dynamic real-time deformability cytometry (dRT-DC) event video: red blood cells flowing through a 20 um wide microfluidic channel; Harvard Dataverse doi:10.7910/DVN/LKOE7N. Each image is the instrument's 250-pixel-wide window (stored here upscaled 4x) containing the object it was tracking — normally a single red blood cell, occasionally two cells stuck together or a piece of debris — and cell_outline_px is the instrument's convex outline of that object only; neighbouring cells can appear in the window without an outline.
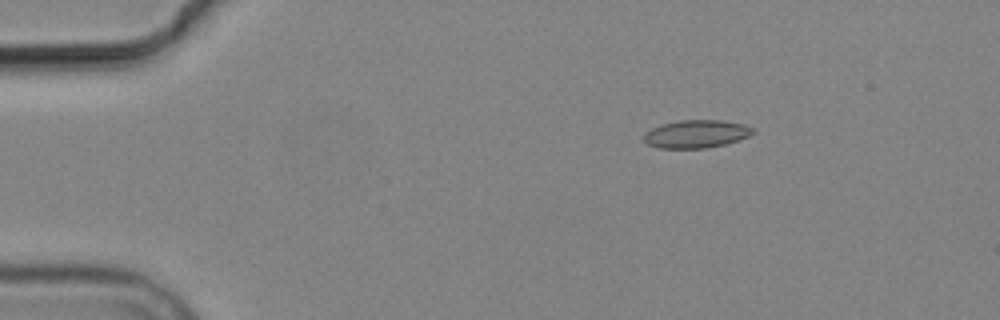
{"species": "common noctule bat (a hibernating species)", "species_latin": "Nyctalus noctula", "temperature_condition": "cold", "stored_images_in_passage": 5, "camera_frame_rate_fps": 3000, "um_per_image_px": 0.085, "animal": {"sex": "male", "body_mass_g": 19.2, "forearm_length_mm": 51.8}, "frame": {"image": 1, "passage_image": 2, "time_ms": 1.333, "image_size_px": [1000, 320], "cell_outline_px": [[756, 132], [748, 136], [724, 144], [704, 148], [660, 148], [648, 144], [644, 140], [644, 136], [652, 128], [660, 124], [680, 120], [720, 120], [744, 124], [756, 128]], "centroid_in_image_um": [59.21, 11.37], "position_along_channel_um": 25.8, "area_um2": 17.63}}
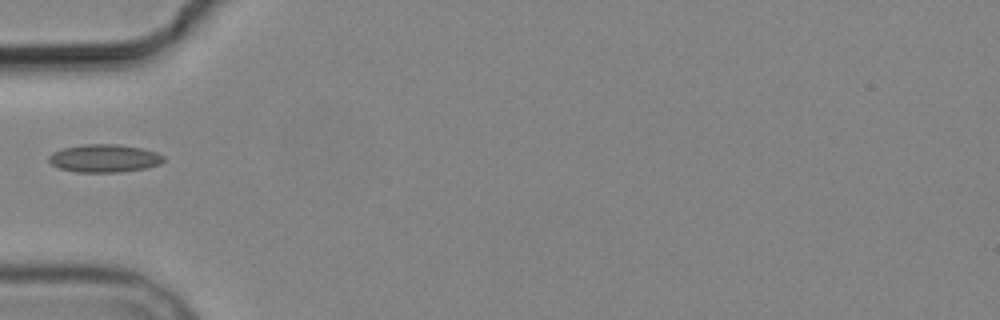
{"frame": {"image": 2, "passage_image": 5, "time_ms": 4.667, "image_size_px": [1000, 320], "cell_outline_px": [[164, 160], [160, 164], [144, 168], [120, 172], [76, 172], [60, 168], [52, 164], [48, 160], [48, 156], [52, 152], [64, 148], [84, 144], [116, 144], [140, 148], [156, 152], [164, 156]], "centroid_in_image_um": [8.85, 13.45], "position_along_channel_um": 76.1, "area_um2": 18.55}}